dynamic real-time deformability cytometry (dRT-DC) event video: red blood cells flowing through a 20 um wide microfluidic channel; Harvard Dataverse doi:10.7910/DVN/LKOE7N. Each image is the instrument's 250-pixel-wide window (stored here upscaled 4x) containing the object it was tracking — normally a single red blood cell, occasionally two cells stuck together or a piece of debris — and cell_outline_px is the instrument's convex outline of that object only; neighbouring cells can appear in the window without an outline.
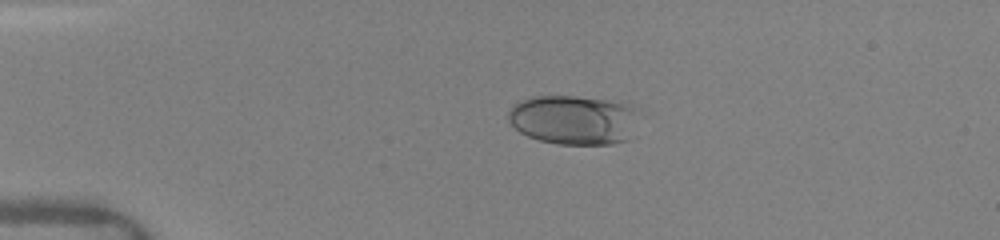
{"species": "human", "species_latin": "Homo sapiens", "temperature_condition": "warm", "stored_images_in_passage": 54, "camera_frame_rate_fps": 3000, "um_per_image_px": 0.085, "donor": {"sex": "female"}, "frame": {"image": 1, "passage_image": 2, "time_ms": 0.333, "image_size_px": [1000, 240], "cell_outline_px": [[632, 108], [628, 140], [612, 144], [556, 144], [540, 140], [528, 136], [520, 132], [508, 120], [508, 112], [512, 104], [520, 100], [532, 96], [572, 96], [604, 100], [620, 104]], "centroid_in_image_um": [48.57, 10.19], "position_along_channel_um": 36.4, "area_um2": 36.41}}
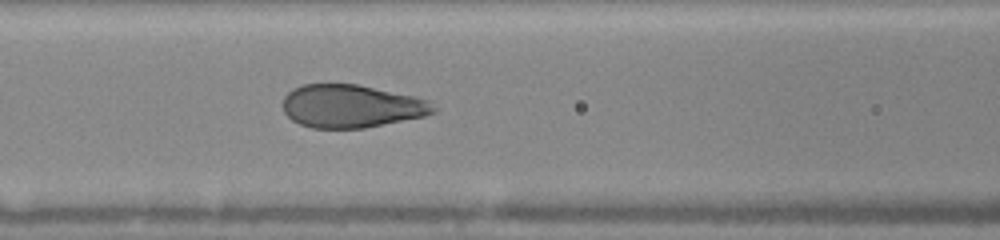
{"frame": {"image": 2, "passage_image": 13, "time_ms": 4.0, "image_size_px": [1000, 240], "cell_outline_px": [[436, 112], [424, 116], [364, 128], [312, 128], [300, 124], [292, 120], [284, 112], [284, 96], [292, 88], [304, 84], [356, 84], [416, 96], [428, 100], [436, 108]], "centroid_in_image_um": [29.87, 9.02], "position_along_channel_um": 136.7, "area_um2": 37.69}}
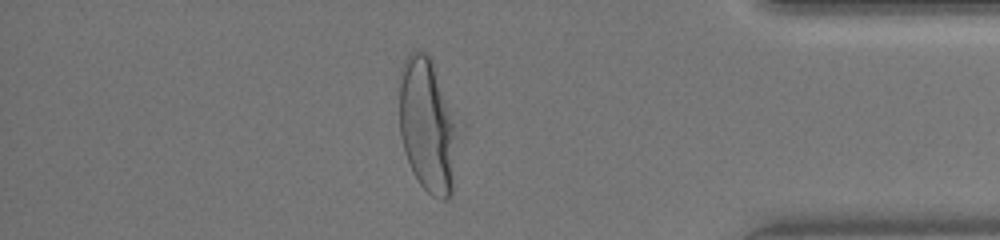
{"frame": {"image": 3, "passage_image": 44, "time_ms": 11.0, "image_size_px": [1000, 240], "cell_outline_px": [[452, 196], [448, 200], [440, 200], [432, 196], [420, 184], [412, 172], [400, 136], [396, 80], [400, 68], [408, 52], [424, 52], [432, 60], [452, 120]], "centroid_in_image_um": [36.16, 10.61], "position_along_channel_um": 399.0, "area_um2": 44.1}, "authors_computed_cell_mechanics": {"area_um2": 40.1421, "velocity_mm_per_s": 4.0983, "shape_relaxation_time_tau1_ms": 4.3884, "shape_relaxation_time_tau2_ms": null, "deformation_change_tau1": 0.2076, "deformation_change_tau2": null}}